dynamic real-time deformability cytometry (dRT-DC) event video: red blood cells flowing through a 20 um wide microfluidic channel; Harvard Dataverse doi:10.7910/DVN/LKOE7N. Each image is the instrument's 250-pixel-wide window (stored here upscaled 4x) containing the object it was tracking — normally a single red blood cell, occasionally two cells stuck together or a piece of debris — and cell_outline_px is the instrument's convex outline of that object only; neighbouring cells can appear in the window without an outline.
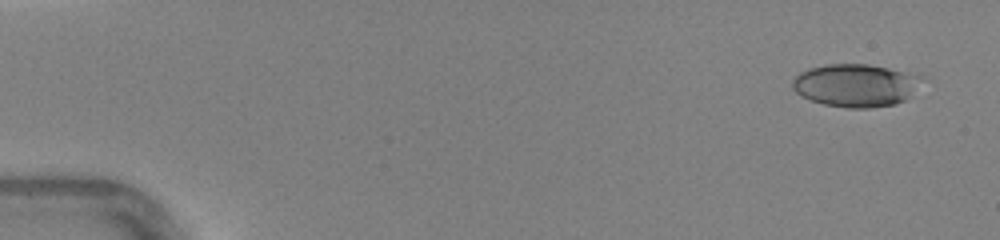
{"species": "human", "species_latin": "Homo sapiens", "temperature_condition": "warm", "stored_images_in_passage": 45, "camera_frame_rate_fps": 3000, "um_per_image_px": 0.085, "donor": {"sex": "female"}, "frame": {"image": 1, "passage_image": 2, "time_ms": 0.333, "image_size_px": [1000, 240], "cell_outline_px": [[920, 76], [904, 100], [896, 104], [868, 108], [848, 108], [824, 104], [800, 96], [792, 88], [792, 80], [800, 72], [808, 68], [824, 64], [868, 64], [888, 68]], "centroid_in_image_um": [72.59, 7.25], "position_along_channel_um": 12.4, "area_um2": 31.56}}
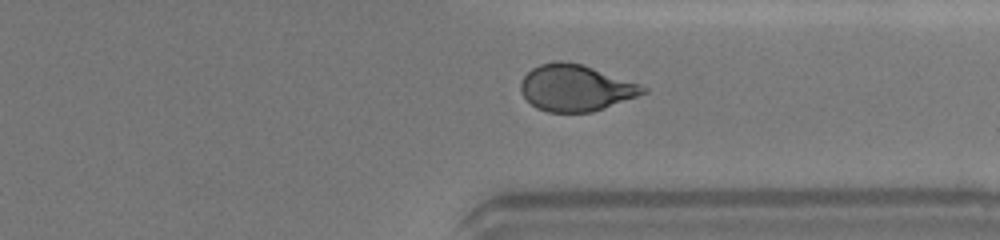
{"frame": {"image": 2, "passage_image": 35, "time_ms": 11.333, "image_size_px": [1000, 240], "cell_outline_px": [[648, 92], [604, 108], [592, 112], [548, 112], [536, 108], [520, 92], [520, 80], [532, 68], [540, 64], [560, 60], [584, 64], [640, 84], [648, 88]], "centroid_in_image_um": [48.93, 7.46], "position_along_channel_um": 362.5, "area_um2": 33.18}}
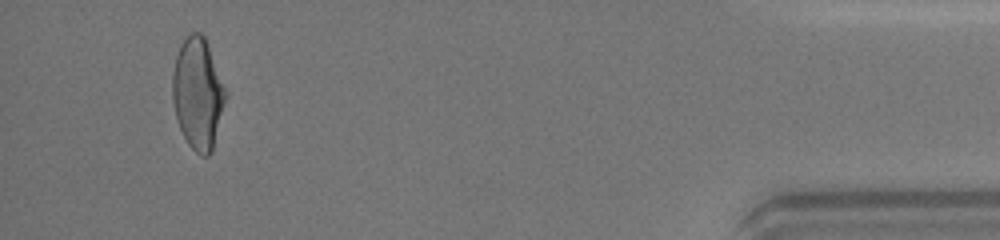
{"frame": {"image": 3, "passage_image": 43, "time_ms": 14.0, "image_size_px": [1000, 240], "cell_outline_px": [[228, 92], [212, 152], [208, 156], [200, 156], [188, 144], [176, 120], [172, 100], [172, 76], [176, 56], [180, 44], [188, 32], [200, 32], [204, 36]], "centroid_in_image_um": [16.82, 7.94], "position_along_channel_um": 418.4, "area_um2": 34.8}, "authors_computed_cell_mechanics": {"area_um2": 33.4662, "velocity_mm_per_s": 4.4276, "shape_relaxation_time_tau1_ms": 6.6404, "shape_relaxation_time_tau2_ms": 1.1505, "deformation_change_tau1": 0.215, "deformation_change_tau2": 0.0743}}